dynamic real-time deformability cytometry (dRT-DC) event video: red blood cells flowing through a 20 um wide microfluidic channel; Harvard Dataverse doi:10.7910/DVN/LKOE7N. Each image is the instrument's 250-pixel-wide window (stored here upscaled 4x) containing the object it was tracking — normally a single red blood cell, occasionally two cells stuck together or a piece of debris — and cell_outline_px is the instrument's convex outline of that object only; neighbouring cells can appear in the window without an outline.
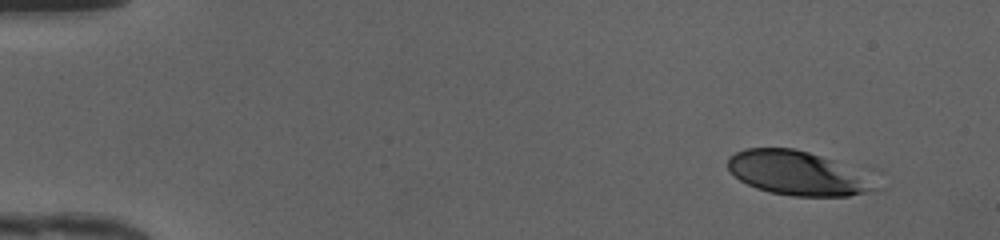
{"species": "human", "species_latin": "Homo sapiens", "temperature_condition": "cold", "stored_images_in_passage": 13, "camera_frame_rate_fps": 3000, "um_per_image_px": 0.085, "donor": {"sex": "female"}, "frame": {"image": 1, "passage_image": 3, "time_ms": 0.667, "image_size_px": [1000, 240], "cell_outline_px": [[852, 192], [780, 192], [764, 188], [752, 184], [744, 180], [740, 176], [760, 148], [780, 148], [800, 152], [812, 156]], "centroid_in_image_um": [67.18, 14.68], "position_along_channel_um": 17.8, "area_um2": 23.52}}
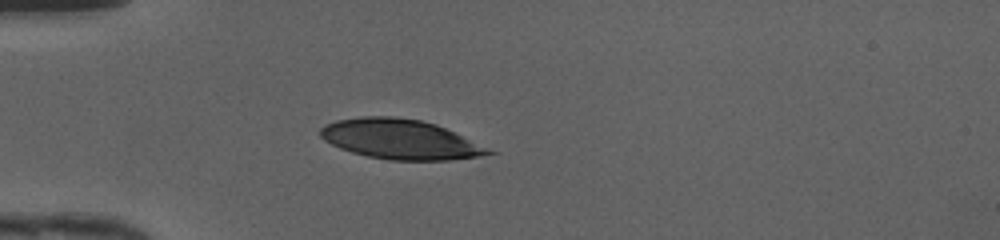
{"frame": {"image": 2, "passage_image": 13, "time_ms": 4.0, "image_size_px": [1000, 240], "cell_outline_px": [[480, 152], [468, 156], [380, 156], [336, 124], [348, 120], [412, 120], [428, 124], [440, 128], [448, 132]], "centroid_in_image_um": [34.53, 11.77], "position_along_channel_um": 50.5, "area_um2": 25.61}}